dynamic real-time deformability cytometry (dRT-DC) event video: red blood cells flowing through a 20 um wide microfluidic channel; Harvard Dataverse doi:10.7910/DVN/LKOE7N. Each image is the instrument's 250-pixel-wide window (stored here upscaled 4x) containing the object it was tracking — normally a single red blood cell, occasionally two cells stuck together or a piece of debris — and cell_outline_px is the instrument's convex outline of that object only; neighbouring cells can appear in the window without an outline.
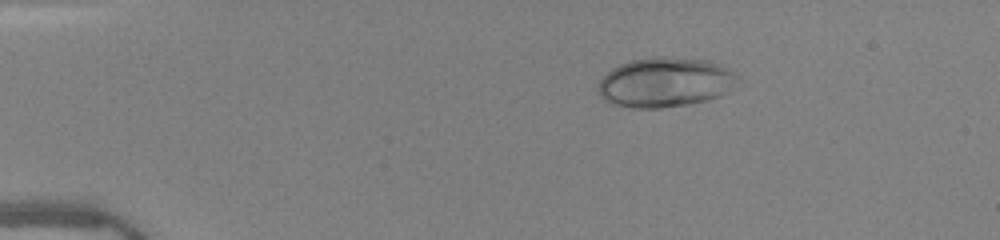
{"species": "human", "species_latin": "Homo sapiens", "temperature_condition": "warm", "stored_images_in_passage": 42, "camera_frame_rate_fps": 3000, "um_per_image_px": 0.085, "donor": {"sex": "female"}, "frame": {"image": 1, "passage_image": 1, "time_ms": 0.0, "image_size_px": [1000, 240], "cell_outline_px": [[740, 76], [728, 92], [720, 96], [708, 100], [688, 104], [660, 108], [632, 108], [612, 104], [604, 100], [600, 96], [596, 88], [600, 80], [612, 68], [620, 64], [632, 60], [652, 56], [664, 56], [704, 60], [720, 64], [728, 68]], "centroid_in_image_um": [56.52, 7.0], "position_along_channel_um": 28.5, "area_um2": 40.69}}
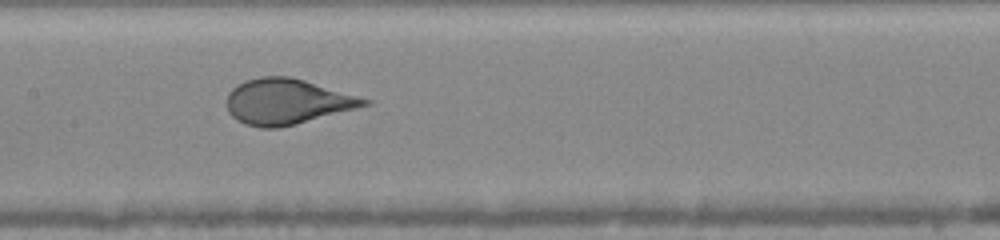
{"frame": {"image": 2, "passage_image": 18, "time_ms": 5.667, "image_size_px": [1000, 240], "cell_outline_px": [[372, 104], [276, 128], [260, 128], [244, 124], [236, 120], [228, 112], [228, 92], [236, 84], [244, 80], [260, 76], [292, 76], [372, 100]], "centroid_in_image_um": [24.36, 8.61], "position_along_channel_um": 183.0, "area_um2": 36.3}}
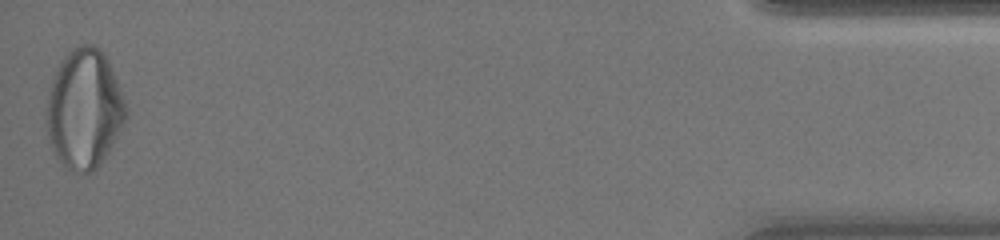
{"frame": {"image": 3, "passage_image": 42, "time_ms": 13.667, "image_size_px": [1000, 240], "cell_outline_px": [[128, 116], [108, 152], [100, 164], [92, 172], [84, 172], [68, 168], [56, 156], [52, 148], [48, 136], [48, 96], [52, 80], [60, 60], [72, 48], [80, 44], [92, 44], [100, 48], [104, 52], [108, 60], [124, 100], [128, 112]], "centroid_in_image_um": [7.18, 9.23], "position_along_channel_um": 428.0, "area_um2": 54.56}, "authors_computed_cell_mechanics": {"area_um2": 37.7145, "velocity_mm_per_s": 4.0435, "shape_relaxation_time_tau1_ms": 5.2219, "shape_relaxation_time_tau2_ms": null, "deformation_change_tau1": 0.2195, "deformation_change_tau2": null}}